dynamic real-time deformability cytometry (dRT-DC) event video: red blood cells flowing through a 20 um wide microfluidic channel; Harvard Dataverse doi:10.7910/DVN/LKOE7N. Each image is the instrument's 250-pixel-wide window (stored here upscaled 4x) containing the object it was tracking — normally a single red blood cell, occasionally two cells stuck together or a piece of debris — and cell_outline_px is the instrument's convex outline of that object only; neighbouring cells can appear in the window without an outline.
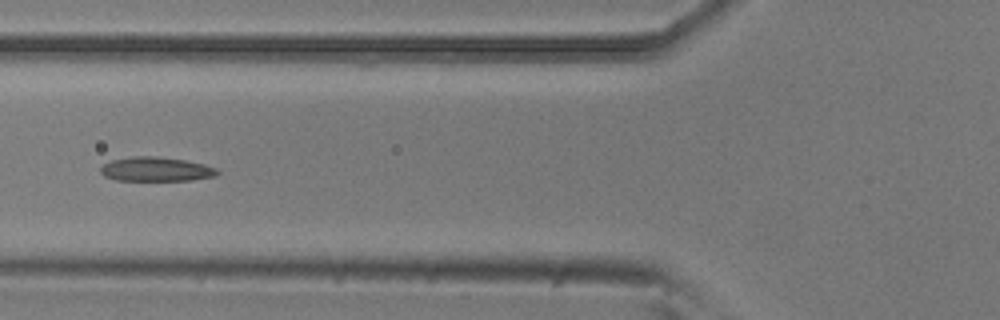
{"species": "common noctule bat (a hibernating species)", "species_latin": "Nyctalus noctula", "temperature_condition": "room temperature", "stored_images_in_passage": 9, "camera_frame_rate_fps": 3000, "um_per_image_px": 0.085, "animal": {"sex": "male", "body_mass_g": 20.5, "forearm_length_mm": 52.5}, "frame": {"image": 1, "passage_image": 6, "time_ms": 1.667, "image_size_px": [1000, 320], "cell_outline_px": [[220, 172], [216, 176], [192, 180], [116, 180], [104, 176], [100, 172], [100, 168], [104, 164], [112, 160], [132, 156], [156, 156], [184, 160], [204, 164], [216, 168]], "centroid_in_image_um": [13.27, 14.38], "position_along_channel_um": 112.5, "area_um2": 16.47}}
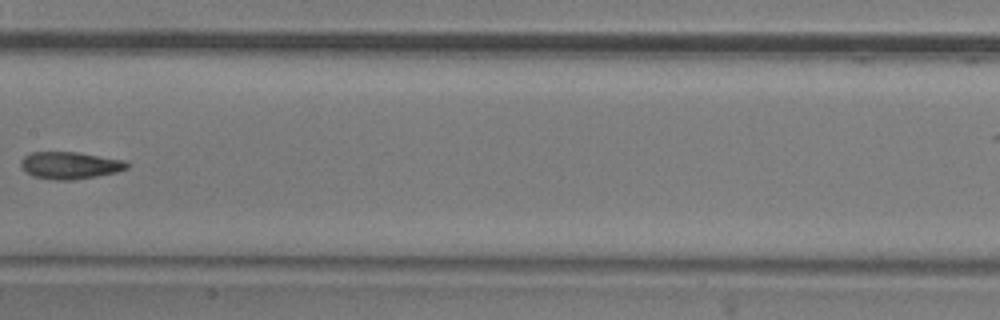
{"frame": {"image": 2, "passage_image": 8, "time_ms": 2.333, "image_size_px": [1000, 320], "cell_outline_px": [[132, 164], [128, 168], [116, 172], [96, 176], [72, 180], [56, 180], [32, 176], [20, 164], [24, 156], [32, 152], [76, 152], [124, 160]], "centroid_in_image_um": [5.99, 14.05], "position_along_channel_um": 201.4, "area_um2": 16.65}}
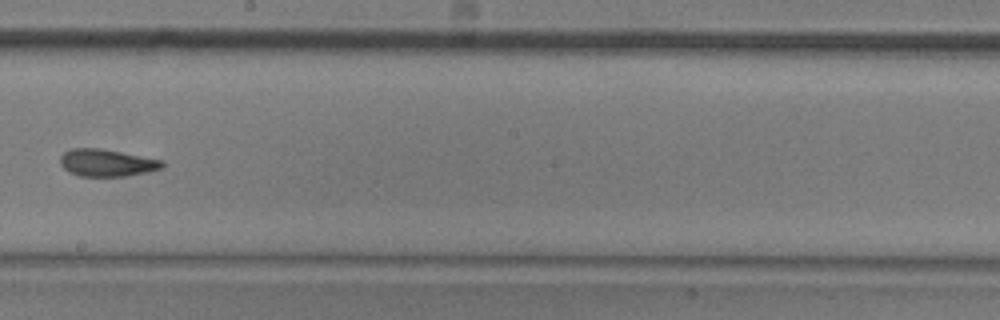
{"frame": {"image": 3, "passage_image": 9, "time_ms": 2.667, "image_size_px": [1000, 320], "cell_outline_px": [[164, 168], [148, 172], [128, 176], [80, 176], [68, 172], [60, 164], [60, 156], [64, 152], [72, 148], [100, 148], [164, 160]], "centroid_in_image_um": [9.1, 13.84], "position_along_channel_um": 239.1, "area_um2": 16.36}}